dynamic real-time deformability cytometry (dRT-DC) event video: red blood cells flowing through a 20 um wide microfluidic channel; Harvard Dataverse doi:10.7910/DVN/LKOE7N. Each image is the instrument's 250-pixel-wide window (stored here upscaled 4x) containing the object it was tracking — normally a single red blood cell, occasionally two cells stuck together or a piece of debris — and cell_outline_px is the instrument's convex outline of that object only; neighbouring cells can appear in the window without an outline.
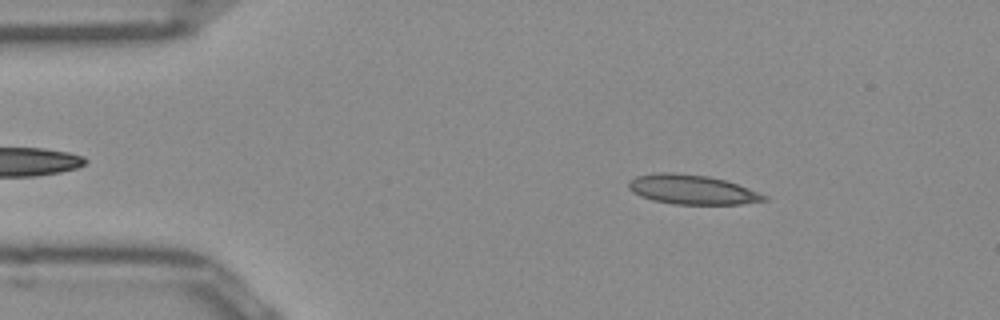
{"species": "Egyptian fruit bat (a non-hibernating species)", "species_latin": "Rousettus aegyptiacus", "temperature_condition": "room temperature", "stored_images_in_passage": 45, "camera_frame_rate_fps": 3000, "um_per_image_px": 0.085, "frame": {"image": 1, "passage_image": 2, "time_ms": 0.333, "image_size_px": [1000, 320], "cell_outline_px": [[768, 200], [740, 204], [676, 204], [652, 200], [640, 196], [628, 188], [628, 180], [636, 176], [660, 172], [668, 172], [708, 176], [724, 180], [748, 188], [768, 196]], "centroid_in_image_um": [58.8, 16.11], "position_along_channel_um": 26.2, "area_um2": 23.12}}
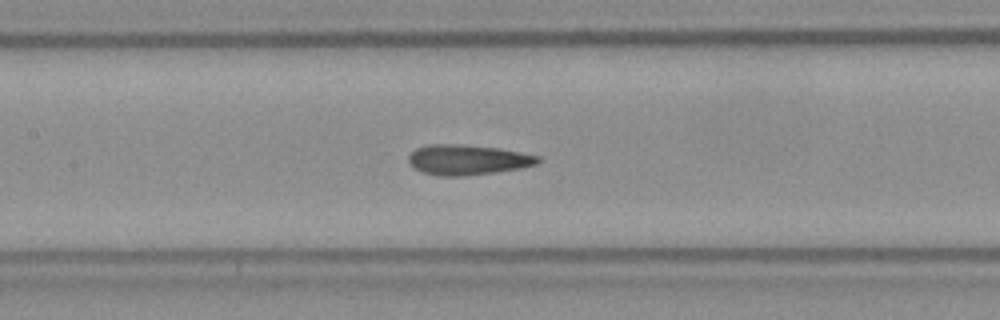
{"frame": {"image": 2, "passage_image": 17, "time_ms": 5.333, "image_size_px": [1000, 320], "cell_outline_px": [[540, 160], [536, 164], [520, 168], [464, 176], [440, 176], [424, 172], [416, 168], [408, 160], [408, 156], [416, 148], [428, 144], [452, 144], [500, 148], [540, 156]], "centroid_in_image_um": [39.75, 13.57], "position_along_channel_um": 167.7, "area_um2": 22.43}}
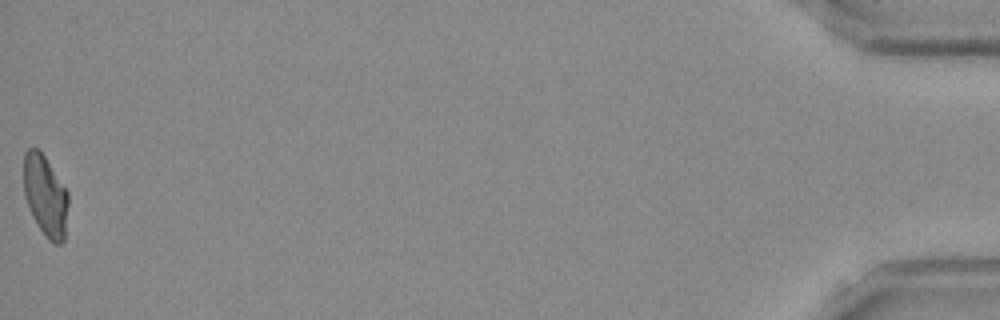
{"frame": {"image": 3, "passage_image": 45, "time_ms": 14.667, "image_size_px": [1000, 320], "cell_outline_px": [[68, 204], [64, 240], [60, 244], [56, 244], [48, 240], [32, 216], [24, 192], [24, 152], [28, 148], [36, 148], [44, 156], [68, 192]], "centroid_in_image_um": [3.86, 16.65], "position_along_channel_um": 431.3, "area_um2": 20.75}, "authors_computed_cell_mechanics": {"area_um2": 21.9062, "velocity_mm_per_s": 3.9521, "shape_relaxation_time_tau1_ms": 5.1856, "shape_relaxation_time_tau2_ms": 1.7893, "deformation_change_tau1": 0.1669, "deformation_change_tau2": 0.1162}}